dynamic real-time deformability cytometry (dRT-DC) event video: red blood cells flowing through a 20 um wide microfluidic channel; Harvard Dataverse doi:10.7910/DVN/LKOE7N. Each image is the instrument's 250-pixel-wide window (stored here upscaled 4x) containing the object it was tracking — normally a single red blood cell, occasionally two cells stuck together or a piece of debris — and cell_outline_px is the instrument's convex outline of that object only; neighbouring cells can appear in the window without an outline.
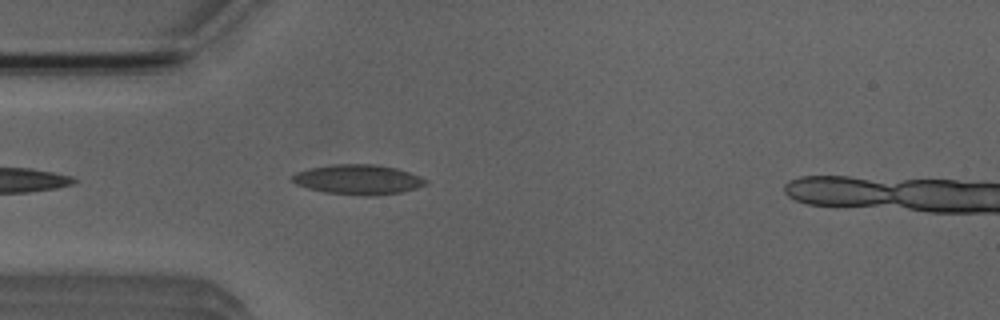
{"species": "Egyptian fruit bat (a non-hibernating species)", "species_latin": "Rousettus aegyptiacus", "temperature_condition": "room temperature", "stored_images_in_passage": 1, "camera_frame_rate_fps": 3000, "um_per_image_px": 0.085, "animal": {"sex": "male"}, "frame": {"image": 1, "passage_image": 1, "time_ms": 0.0, "image_size_px": [1000, 320], "cell_outline_px": [[428, 184], [416, 188], [400, 192], [376, 196], [364, 196], [324, 192], [308, 188], [296, 184], [292, 180], [292, 176], [296, 172], [312, 168], [336, 164], [376, 164], [396, 168], [420, 176], [428, 180]], "centroid_in_image_um": [30.47, 15.27], "position_along_channel_um": 54.5, "area_um2": 23.18}}